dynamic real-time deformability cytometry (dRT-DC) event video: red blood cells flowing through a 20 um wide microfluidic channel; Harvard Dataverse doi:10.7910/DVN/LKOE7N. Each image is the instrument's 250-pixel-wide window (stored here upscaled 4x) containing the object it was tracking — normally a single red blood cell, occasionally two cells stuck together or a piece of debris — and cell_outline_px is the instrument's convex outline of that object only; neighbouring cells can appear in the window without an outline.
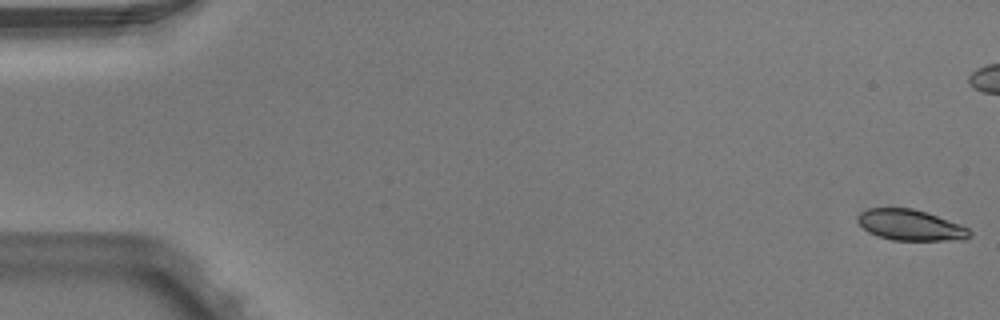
{"species": "Egyptian fruit bat (a non-hibernating species)", "species_latin": "Rousettus aegyptiacus", "temperature_condition": "warm", "stored_images_in_passage": 5, "camera_frame_rate_fps": 3000, "um_per_image_px": 0.085, "animal": {"sex": "male"}, "frame": {"image": 1, "passage_image": 1, "time_ms": 0.0, "image_size_px": [1000, 320], "cell_outline_px": [[972, 236], [964, 240], [892, 240], [868, 232], [860, 224], [860, 212], [868, 208], [912, 208], [960, 224], [968, 228], [972, 232]], "centroid_in_image_um": [77.44, 19.14], "position_along_channel_um": 7.6, "area_um2": 19.83}}